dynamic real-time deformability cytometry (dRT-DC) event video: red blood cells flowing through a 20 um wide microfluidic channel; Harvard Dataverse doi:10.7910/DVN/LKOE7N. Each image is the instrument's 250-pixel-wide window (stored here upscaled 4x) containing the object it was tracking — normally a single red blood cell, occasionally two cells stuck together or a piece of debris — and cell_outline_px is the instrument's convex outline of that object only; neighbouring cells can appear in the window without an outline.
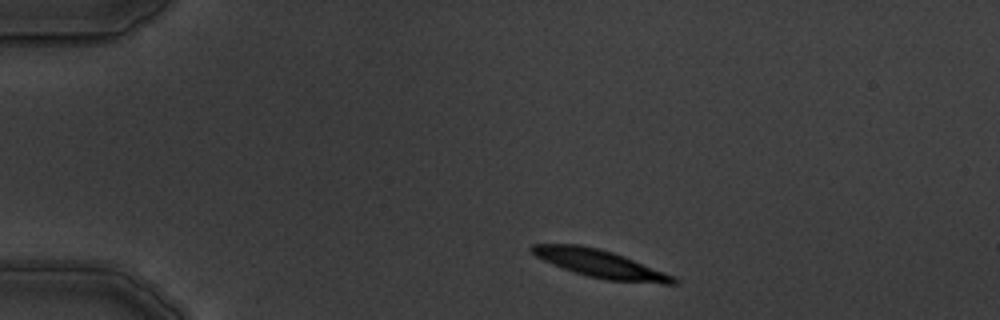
{"species": "common noctule bat (a hibernating species)", "species_latin": "Nyctalus noctula", "temperature_condition": "warm", "stored_images_in_passage": 4, "camera_frame_rate_fps": 3000, "um_per_image_px": 0.085, "animal": {"sex": "male", "body_mass_g": 19.5, "forearm_length_mm": 54.6}, "frame": {"image": 1, "passage_image": 1, "time_ms": 0.0, "image_size_px": [1000, 320], "cell_outline_px": [[680, 280], [676, 284], [660, 284], [604, 280], [572, 272], [552, 264], [536, 256], [528, 248], [532, 244], [580, 244], [612, 252], [624, 256], [676, 276]], "centroid_in_image_um": [51.06, 22.44], "position_along_channel_um": 33.9, "area_um2": 23.18}}
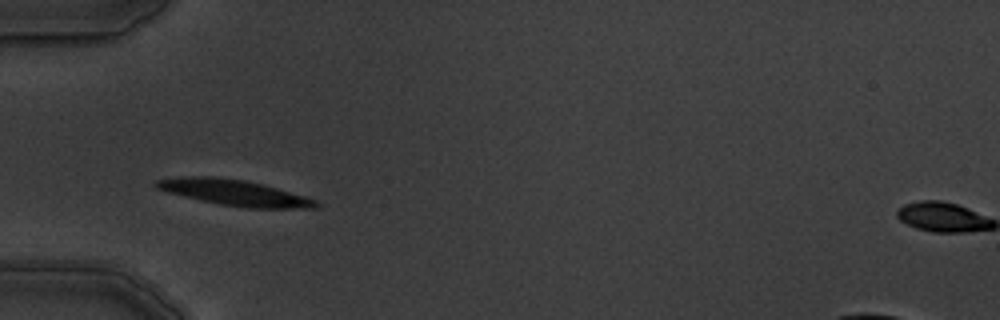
{"frame": {"image": 2, "passage_image": 3, "time_ms": 2.333, "image_size_px": [1000, 320], "cell_outline_px": [[320, 204], [316, 208], [244, 208], [220, 204], [200, 200], [168, 192], [156, 188], [152, 184], [156, 180], [180, 176], [212, 176], [244, 180], [276, 188], [304, 196], [316, 200]], "centroid_in_image_um": [19.88, 16.37], "position_along_channel_um": 65.1, "area_um2": 23.87}}
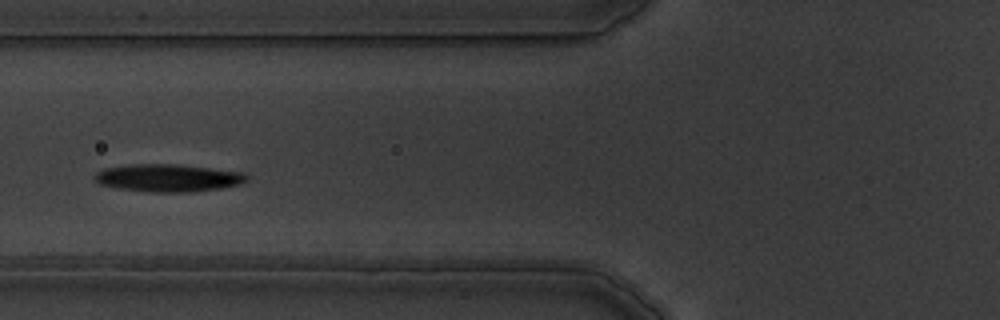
{"frame": {"image": 3, "passage_image": 4, "time_ms": 3.667, "image_size_px": [1000, 320], "cell_outline_px": [[248, 180], [244, 184], [220, 188], [188, 192], [148, 192], [116, 188], [100, 184], [92, 180], [92, 176], [96, 172], [104, 168], [128, 164], [180, 164], [244, 172], [248, 176]], "centroid_in_image_um": [14.27, 15.12], "position_along_channel_um": 111.5, "area_um2": 24.91}}